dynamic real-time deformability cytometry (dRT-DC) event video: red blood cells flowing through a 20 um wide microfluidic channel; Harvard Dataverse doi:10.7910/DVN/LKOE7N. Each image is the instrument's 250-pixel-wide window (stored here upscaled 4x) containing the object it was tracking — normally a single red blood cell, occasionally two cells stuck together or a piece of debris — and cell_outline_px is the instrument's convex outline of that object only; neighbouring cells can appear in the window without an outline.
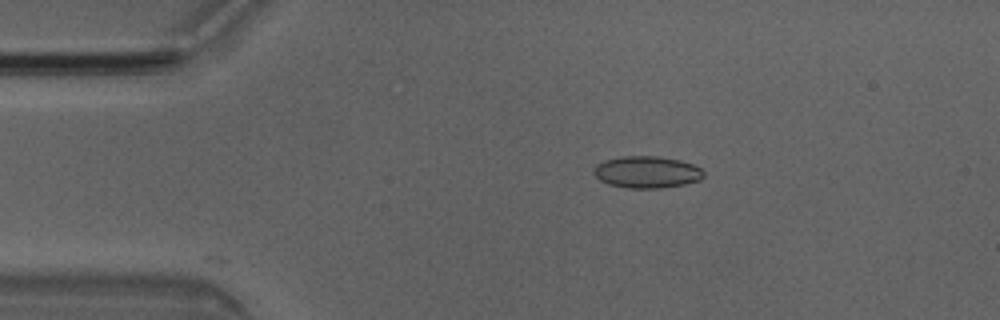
{"species": "Egyptian fruit bat (a non-hibernating species)", "species_latin": "Rousettus aegyptiacus", "temperature_condition": "room temperature", "stored_images_in_passage": 4, "camera_frame_rate_fps": 3000, "um_per_image_px": 0.085, "animal": {"sex": "male"}, "frame": {"image": 1, "passage_image": 2, "time_ms": 0.333, "image_size_px": [1000, 320], "cell_outline_px": [[704, 176], [700, 180], [684, 184], [660, 188], [628, 188], [608, 184], [600, 180], [592, 172], [596, 164], [604, 160], [620, 156], [660, 156], [680, 160], [692, 164], [700, 168], [704, 172]], "centroid_in_image_um": [54.97, 14.62], "position_along_channel_um": 30.0, "area_um2": 20.52}}
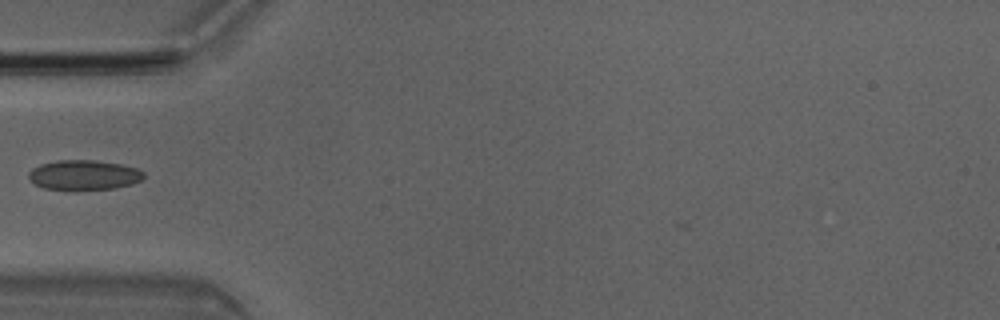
{"frame": {"image": 2, "passage_image": 4, "time_ms": 1.0, "image_size_px": [1000, 320], "cell_outline_px": [[144, 176], [140, 180], [132, 184], [116, 188], [76, 192], [72, 192], [44, 188], [36, 184], [28, 176], [28, 172], [32, 168], [40, 164], [56, 160], [96, 160], [120, 164], [136, 168], [144, 172]], "centroid_in_image_um": [7.11, 14.91], "position_along_channel_um": 77.9, "area_um2": 20.63}}